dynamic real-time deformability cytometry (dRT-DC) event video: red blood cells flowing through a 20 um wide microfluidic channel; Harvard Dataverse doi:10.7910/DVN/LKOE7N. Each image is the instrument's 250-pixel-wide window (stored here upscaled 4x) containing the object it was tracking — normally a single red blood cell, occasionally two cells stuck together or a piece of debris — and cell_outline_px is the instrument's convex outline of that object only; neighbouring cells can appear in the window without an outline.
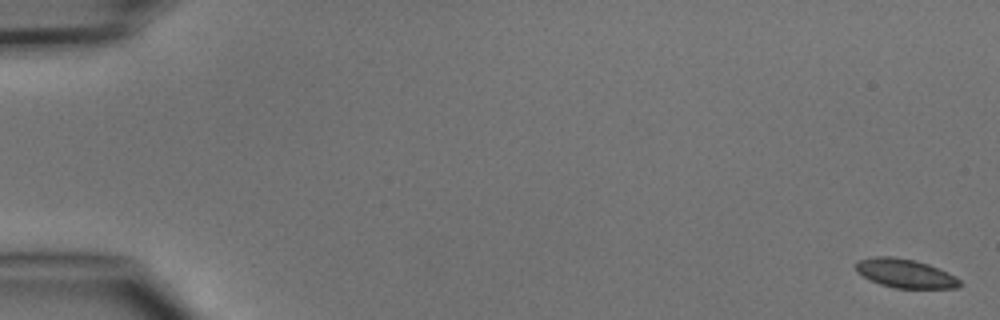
{"species": "common noctule bat (a hibernating species)", "species_latin": "Nyctalus noctula", "temperature_condition": "cold", "stored_images_in_passage": 5, "camera_frame_rate_fps": 3000, "um_per_image_px": 0.085, "animal": {"sex": "male", "body_mass_g": 15.6}, "frame": {"image": 1, "passage_image": 1, "time_ms": 0.0, "image_size_px": [1000, 320], "cell_outline_px": [[960, 288], [896, 288], [880, 284], [868, 280], [856, 272], [856, 264], [860, 260], [872, 256], [892, 256], [916, 260], [928, 264], [948, 272], [960, 280]], "centroid_in_image_um": [76.92, 23.23], "position_along_channel_um": 8.1, "area_um2": 17.57}}
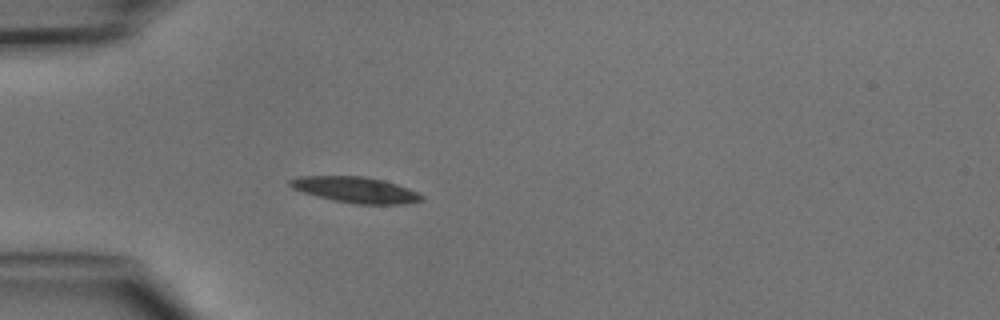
{"frame": {"image": 2, "passage_image": 5, "time_ms": 4.667, "image_size_px": [1000, 320], "cell_outline_px": [[424, 200], [404, 204], [356, 204], [332, 200], [304, 192], [292, 188], [288, 184], [288, 180], [300, 176], [364, 176], [384, 180], [408, 188], [424, 196]], "centroid_in_image_um": [30.23, 16.13], "position_along_channel_um": 54.8, "area_um2": 19.83}}